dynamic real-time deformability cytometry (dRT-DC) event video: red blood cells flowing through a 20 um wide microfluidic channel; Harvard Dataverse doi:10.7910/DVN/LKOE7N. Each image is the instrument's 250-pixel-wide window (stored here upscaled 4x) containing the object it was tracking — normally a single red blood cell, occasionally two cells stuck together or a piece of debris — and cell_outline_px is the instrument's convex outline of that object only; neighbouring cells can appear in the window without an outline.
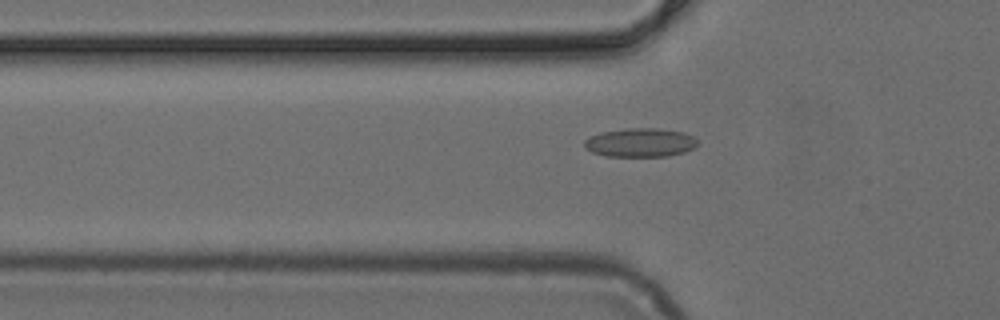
{"species": "common noctule bat (a hibernating species)", "species_latin": "Nyctalus noctula", "temperature_condition": "cold", "stored_images_in_passage": 44, "camera_frame_rate_fps": 3000, "um_per_image_px": 0.085, "animal": {"sex": "female", "body_mass_g": 24.6, "forearm_length_mm": 56.2}, "frame": {"image": 1, "passage_image": 11, "time_ms": 3.333, "image_size_px": [1000, 320], "cell_outline_px": [[700, 144], [696, 148], [684, 152], [668, 156], [604, 156], [592, 152], [584, 148], [584, 140], [600, 132], [628, 128], [656, 128], [684, 132], [692, 136]], "centroid_in_image_um": [54.44, 12.12], "position_along_channel_um": 71.4, "area_um2": 19.13}}
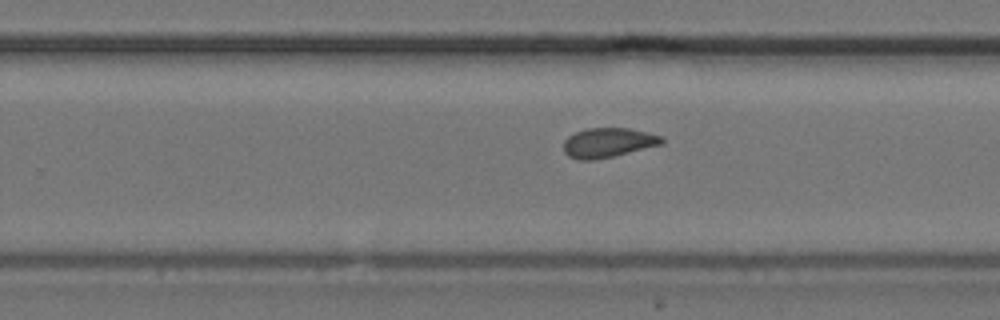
{"frame": {"image": 2, "passage_image": 26, "time_ms": 8.333, "image_size_px": [1000, 320], "cell_outline_px": [[664, 144], [612, 156], [592, 160], [580, 160], [568, 156], [564, 152], [564, 140], [568, 136], [584, 128], [628, 128], [648, 132], [664, 136]], "centroid_in_image_um": [51.71, 12.11], "position_along_channel_um": 278.1, "area_um2": 16.99}}
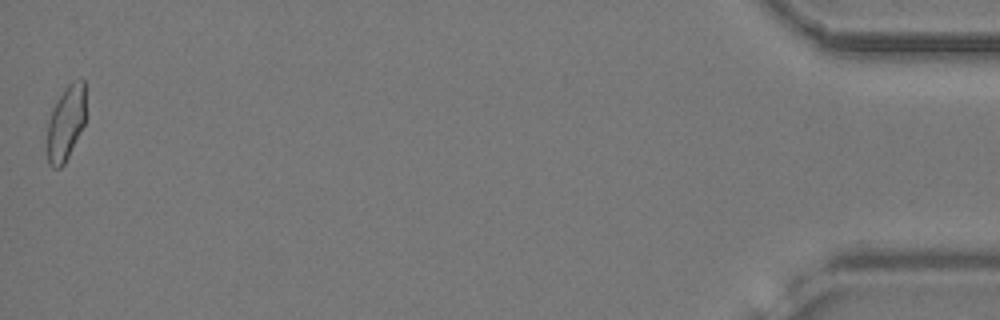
{"frame": {"image": 3, "passage_image": 44, "time_ms": 14.333, "image_size_px": [1000, 320], "cell_outline_px": [[84, 124], [64, 164], [60, 168], [52, 168], [48, 164], [48, 120], [52, 108], [56, 100], [64, 88], [72, 80], [84, 80]], "centroid_in_image_um": [5.58, 10.44], "position_along_channel_um": 429.6, "area_um2": 16.59}}